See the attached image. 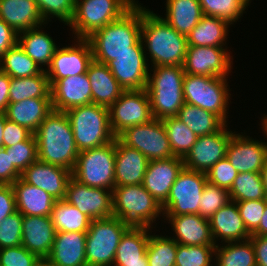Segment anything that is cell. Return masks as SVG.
<instances>
[{"label": "cell", "mask_w": 267, "mask_h": 266, "mask_svg": "<svg viewBox=\"0 0 267 266\" xmlns=\"http://www.w3.org/2000/svg\"><path fill=\"white\" fill-rule=\"evenodd\" d=\"M49 83L53 110L65 112L92 103L91 83L87 73L49 81Z\"/></svg>", "instance_id": "d6986e66"}, {"label": "cell", "mask_w": 267, "mask_h": 266, "mask_svg": "<svg viewBox=\"0 0 267 266\" xmlns=\"http://www.w3.org/2000/svg\"><path fill=\"white\" fill-rule=\"evenodd\" d=\"M197 136L218 132L226 123L215 113L184 103L177 116Z\"/></svg>", "instance_id": "d590c367"}, {"label": "cell", "mask_w": 267, "mask_h": 266, "mask_svg": "<svg viewBox=\"0 0 267 266\" xmlns=\"http://www.w3.org/2000/svg\"><path fill=\"white\" fill-rule=\"evenodd\" d=\"M206 173L183 168L162 204L164 216L198 214Z\"/></svg>", "instance_id": "7c38bea8"}, {"label": "cell", "mask_w": 267, "mask_h": 266, "mask_svg": "<svg viewBox=\"0 0 267 266\" xmlns=\"http://www.w3.org/2000/svg\"><path fill=\"white\" fill-rule=\"evenodd\" d=\"M154 12L142 6L141 41L146 56L148 54L149 66H183L187 36L177 32Z\"/></svg>", "instance_id": "7a4b0ae2"}, {"label": "cell", "mask_w": 267, "mask_h": 266, "mask_svg": "<svg viewBox=\"0 0 267 266\" xmlns=\"http://www.w3.org/2000/svg\"><path fill=\"white\" fill-rule=\"evenodd\" d=\"M225 77H209L185 73L183 97L185 103L195 105L218 115L228 122L231 93ZM228 110V111H227Z\"/></svg>", "instance_id": "ba28073f"}, {"label": "cell", "mask_w": 267, "mask_h": 266, "mask_svg": "<svg viewBox=\"0 0 267 266\" xmlns=\"http://www.w3.org/2000/svg\"><path fill=\"white\" fill-rule=\"evenodd\" d=\"M138 0H76L68 25L74 38L87 39L94 32L119 19Z\"/></svg>", "instance_id": "52a82bcc"}, {"label": "cell", "mask_w": 267, "mask_h": 266, "mask_svg": "<svg viewBox=\"0 0 267 266\" xmlns=\"http://www.w3.org/2000/svg\"><path fill=\"white\" fill-rule=\"evenodd\" d=\"M230 199L229 191L211 184L207 181L201 200L199 201V215L202 218L209 219L220 208L226 205Z\"/></svg>", "instance_id": "7dc6e473"}, {"label": "cell", "mask_w": 267, "mask_h": 266, "mask_svg": "<svg viewBox=\"0 0 267 266\" xmlns=\"http://www.w3.org/2000/svg\"><path fill=\"white\" fill-rule=\"evenodd\" d=\"M73 44L58 47L45 71L49 81L86 73L93 61L90 42L87 39L75 38Z\"/></svg>", "instance_id": "e0dca14e"}, {"label": "cell", "mask_w": 267, "mask_h": 266, "mask_svg": "<svg viewBox=\"0 0 267 266\" xmlns=\"http://www.w3.org/2000/svg\"><path fill=\"white\" fill-rule=\"evenodd\" d=\"M260 173H261V177H262L264 193H265V196L267 198V160H266L265 165L262 168Z\"/></svg>", "instance_id": "be15d7a7"}, {"label": "cell", "mask_w": 267, "mask_h": 266, "mask_svg": "<svg viewBox=\"0 0 267 266\" xmlns=\"http://www.w3.org/2000/svg\"><path fill=\"white\" fill-rule=\"evenodd\" d=\"M149 227L130 226L121 236L116 249L113 266H126V264L148 263L146 257L147 245L149 242Z\"/></svg>", "instance_id": "1f68e13d"}, {"label": "cell", "mask_w": 267, "mask_h": 266, "mask_svg": "<svg viewBox=\"0 0 267 266\" xmlns=\"http://www.w3.org/2000/svg\"><path fill=\"white\" fill-rule=\"evenodd\" d=\"M229 26L232 25L226 20L203 15L200 22L187 35V44L200 47H227Z\"/></svg>", "instance_id": "836d02e7"}, {"label": "cell", "mask_w": 267, "mask_h": 266, "mask_svg": "<svg viewBox=\"0 0 267 266\" xmlns=\"http://www.w3.org/2000/svg\"><path fill=\"white\" fill-rule=\"evenodd\" d=\"M208 221L216 245L219 242L222 244L226 242L244 241L251 237L234 201H229L214 213Z\"/></svg>", "instance_id": "d4e9b609"}, {"label": "cell", "mask_w": 267, "mask_h": 266, "mask_svg": "<svg viewBox=\"0 0 267 266\" xmlns=\"http://www.w3.org/2000/svg\"><path fill=\"white\" fill-rule=\"evenodd\" d=\"M246 134L245 130L239 133L234 131L227 147L226 158L238 173H260L267 160V145L264 140L259 141Z\"/></svg>", "instance_id": "ac0fdd59"}, {"label": "cell", "mask_w": 267, "mask_h": 266, "mask_svg": "<svg viewBox=\"0 0 267 266\" xmlns=\"http://www.w3.org/2000/svg\"><path fill=\"white\" fill-rule=\"evenodd\" d=\"M52 110L51 98H29L9 103L5 116L9 121L24 126L34 133Z\"/></svg>", "instance_id": "d6a6232c"}, {"label": "cell", "mask_w": 267, "mask_h": 266, "mask_svg": "<svg viewBox=\"0 0 267 266\" xmlns=\"http://www.w3.org/2000/svg\"><path fill=\"white\" fill-rule=\"evenodd\" d=\"M16 208L26 216H51L56 199L44 190L26 183L21 177L13 184Z\"/></svg>", "instance_id": "83f0119b"}, {"label": "cell", "mask_w": 267, "mask_h": 266, "mask_svg": "<svg viewBox=\"0 0 267 266\" xmlns=\"http://www.w3.org/2000/svg\"><path fill=\"white\" fill-rule=\"evenodd\" d=\"M115 186L142 184L149 164L140 151L123 144L115 138Z\"/></svg>", "instance_id": "484cf974"}, {"label": "cell", "mask_w": 267, "mask_h": 266, "mask_svg": "<svg viewBox=\"0 0 267 266\" xmlns=\"http://www.w3.org/2000/svg\"><path fill=\"white\" fill-rule=\"evenodd\" d=\"M72 171L39 160L28 166L21 178L28 184L36 186L56 200H64Z\"/></svg>", "instance_id": "44dd1931"}, {"label": "cell", "mask_w": 267, "mask_h": 266, "mask_svg": "<svg viewBox=\"0 0 267 266\" xmlns=\"http://www.w3.org/2000/svg\"><path fill=\"white\" fill-rule=\"evenodd\" d=\"M164 20L177 32L187 36L200 22L203 12L199 0H166Z\"/></svg>", "instance_id": "e575fe53"}, {"label": "cell", "mask_w": 267, "mask_h": 266, "mask_svg": "<svg viewBox=\"0 0 267 266\" xmlns=\"http://www.w3.org/2000/svg\"><path fill=\"white\" fill-rule=\"evenodd\" d=\"M36 3L45 23L54 18L67 26L71 23L76 0H36Z\"/></svg>", "instance_id": "bcb514c9"}, {"label": "cell", "mask_w": 267, "mask_h": 266, "mask_svg": "<svg viewBox=\"0 0 267 266\" xmlns=\"http://www.w3.org/2000/svg\"><path fill=\"white\" fill-rule=\"evenodd\" d=\"M263 213L258 228L251 235L267 236V204Z\"/></svg>", "instance_id": "94428289"}, {"label": "cell", "mask_w": 267, "mask_h": 266, "mask_svg": "<svg viewBox=\"0 0 267 266\" xmlns=\"http://www.w3.org/2000/svg\"><path fill=\"white\" fill-rule=\"evenodd\" d=\"M174 232L171 238L180 245H216L208 219L199 214L163 216ZM166 220V221H165Z\"/></svg>", "instance_id": "cb8c5ba5"}, {"label": "cell", "mask_w": 267, "mask_h": 266, "mask_svg": "<svg viewBox=\"0 0 267 266\" xmlns=\"http://www.w3.org/2000/svg\"><path fill=\"white\" fill-rule=\"evenodd\" d=\"M257 266H267V236L251 235Z\"/></svg>", "instance_id": "680465c9"}, {"label": "cell", "mask_w": 267, "mask_h": 266, "mask_svg": "<svg viewBox=\"0 0 267 266\" xmlns=\"http://www.w3.org/2000/svg\"><path fill=\"white\" fill-rule=\"evenodd\" d=\"M17 211L12 185H0V222Z\"/></svg>", "instance_id": "9f6ffc18"}, {"label": "cell", "mask_w": 267, "mask_h": 266, "mask_svg": "<svg viewBox=\"0 0 267 266\" xmlns=\"http://www.w3.org/2000/svg\"><path fill=\"white\" fill-rule=\"evenodd\" d=\"M51 86L46 72L24 78H12L9 87V103L29 98H51Z\"/></svg>", "instance_id": "74e56055"}, {"label": "cell", "mask_w": 267, "mask_h": 266, "mask_svg": "<svg viewBox=\"0 0 267 266\" xmlns=\"http://www.w3.org/2000/svg\"><path fill=\"white\" fill-rule=\"evenodd\" d=\"M0 19L17 33L45 24L36 0H0Z\"/></svg>", "instance_id": "4dcf8cb0"}, {"label": "cell", "mask_w": 267, "mask_h": 266, "mask_svg": "<svg viewBox=\"0 0 267 266\" xmlns=\"http://www.w3.org/2000/svg\"><path fill=\"white\" fill-rule=\"evenodd\" d=\"M86 237V232H56L46 259L52 266H87Z\"/></svg>", "instance_id": "4316f807"}, {"label": "cell", "mask_w": 267, "mask_h": 266, "mask_svg": "<svg viewBox=\"0 0 267 266\" xmlns=\"http://www.w3.org/2000/svg\"><path fill=\"white\" fill-rule=\"evenodd\" d=\"M56 232H87L91 219L65 200H56L52 214Z\"/></svg>", "instance_id": "f35d334b"}, {"label": "cell", "mask_w": 267, "mask_h": 266, "mask_svg": "<svg viewBox=\"0 0 267 266\" xmlns=\"http://www.w3.org/2000/svg\"><path fill=\"white\" fill-rule=\"evenodd\" d=\"M6 116L5 113H0V149L3 148V132L5 126Z\"/></svg>", "instance_id": "6125c7cd"}, {"label": "cell", "mask_w": 267, "mask_h": 266, "mask_svg": "<svg viewBox=\"0 0 267 266\" xmlns=\"http://www.w3.org/2000/svg\"><path fill=\"white\" fill-rule=\"evenodd\" d=\"M34 266H52L47 259H39Z\"/></svg>", "instance_id": "03108f58"}, {"label": "cell", "mask_w": 267, "mask_h": 266, "mask_svg": "<svg viewBox=\"0 0 267 266\" xmlns=\"http://www.w3.org/2000/svg\"><path fill=\"white\" fill-rule=\"evenodd\" d=\"M31 134L32 132L26 127L6 119L3 132V148L25 141Z\"/></svg>", "instance_id": "db71d44e"}, {"label": "cell", "mask_w": 267, "mask_h": 266, "mask_svg": "<svg viewBox=\"0 0 267 266\" xmlns=\"http://www.w3.org/2000/svg\"><path fill=\"white\" fill-rule=\"evenodd\" d=\"M214 259V266H257L250 239L216 245Z\"/></svg>", "instance_id": "8d00e7d4"}, {"label": "cell", "mask_w": 267, "mask_h": 266, "mask_svg": "<svg viewBox=\"0 0 267 266\" xmlns=\"http://www.w3.org/2000/svg\"><path fill=\"white\" fill-rule=\"evenodd\" d=\"M183 168V158L177 156L149 161L142 185L162 205Z\"/></svg>", "instance_id": "ffe728a7"}, {"label": "cell", "mask_w": 267, "mask_h": 266, "mask_svg": "<svg viewBox=\"0 0 267 266\" xmlns=\"http://www.w3.org/2000/svg\"><path fill=\"white\" fill-rule=\"evenodd\" d=\"M47 25L48 23H45L44 25L18 33L17 42L24 52L36 62L42 71L47 70L57 48L59 47L51 35L42 30L45 29L44 27Z\"/></svg>", "instance_id": "f546056e"}, {"label": "cell", "mask_w": 267, "mask_h": 266, "mask_svg": "<svg viewBox=\"0 0 267 266\" xmlns=\"http://www.w3.org/2000/svg\"><path fill=\"white\" fill-rule=\"evenodd\" d=\"M126 266H148V263H134V264H126Z\"/></svg>", "instance_id": "003e7915"}, {"label": "cell", "mask_w": 267, "mask_h": 266, "mask_svg": "<svg viewBox=\"0 0 267 266\" xmlns=\"http://www.w3.org/2000/svg\"><path fill=\"white\" fill-rule=\"evenodd\" d=\"M151 234L146 251L148 266H175L178 243L166 234Z\"/></svg>", "instance_id": "7bdbcfd3"}, {"label": "cell", "mask_w": 267, "mask_h": 266, "mask_svg": "<svg viewBox=\"0 0 267 266\" xmlns=\"http://www.w3.org/2000/svg\"><path fill=\"white\" fill-rule=\"evenodd\" d=\"M124 91L147 87L150 71L145 53H123L107 64Z\"/></svg>", "instance_id": "7402d4cb"}, {"label": "cell", "mask_w": 267, "mask_h": 266, "mask_svg": "<svg viewBox=\"0 0 267 266\" xmlns=\"http://www.w3.org/2000/svg\"><path fill=\"white\" fill-rule=\"evenodd\" d=\"M86 73L91 83L92 103L109 108L124 92L107 64L93 60Z\"/></svg>", "instance_id": "f1b7e54d"}, {"label": "cell", "mask_w": 267, "mask_h": 266, "mask_svg": "<svg viewBox=\"0 0 267 266\" xmlns=\"http://www.w3.org/2000/svg\"><path fill=\"white\" fill-rule=\"evenodd\" d=\"M231 201L267 200L262 182L261 173H238L229 190Z\"/></svg>", "instance_id": "60d3db41"}, {"label": "cell", "mask_w": 267, "mask_h": 266, "mask_svg": "<svg viewBox=\"0 0 267 266\" xmlns=\"http://www.w3.org/2000/svg\"><path fill=\"white\" fill-rule=\"evenodd\" d=\"M184 75L183 66L150 67L145 89L149 96L153 118L162 120L177 116L185 103L183 97Z\"/></svg>", "instance_id": "277c9868"}, {"label": "cell", "mask_w": 267, "mask_h": 266, "mask_svg": "<svg viewBox=\"0 0 267 266\" xmlns=\"http://www.w3.org/2000/svg\"><path fill=\"white\" fill-rule=\"evenodd\" d=\"M110 127L117 137L126 128L153 119L146 89L124 91L109 107Z\"/></svg>", "instance_id": "4fadbf2b"}, {"label": "cell", "mask_w": 267, "mask_h": 266, "mask_svg": "<svg viewBox=\"0 0 267 266\" xmlns=\"http://www.w3.org/2000/svg\"><path fill=\"white\" fill-rule=\"evenodd\" d=\"M79 152L113 142L116 136L110 127L109 108L95 103L65 111Z\"/></svg>", "instance_id": "8992f818"}, {"label": "cell", "mask_w": 267, "mask_h": 266, "mask_svg": "<svg viewBox=\"0 0 267 266\" xmlns=\"http://www.w3.org/2000/svg\"><path fill=\"white\" fill-rule=\"evenodd\" d=\"M138 2L119 19L87 38L92 48L93 60L108 64L123 53H145L141 41L143 3Z\"/></svg>", "instance_id": "6da1fadb"}, {"label": "cell", "mask_w": 267, "mask_h": 266, "mask_svg": "<svg viewBox=\"0 0 267 266\" xmlns=\"http://www.w3.org/2000/svg\"><path fill=\"white\" fill-rule=\"evenodd\" d=\"M115 139L105 145L79 152L72 177L93 188L115 187Z\"/></svg>", "instance_id": "9c48e42d"}, {"label": "cell", "mask_w": 267, "mask_h": 266, "mask_svg": "<svg viewBox=\"0 0 267 266\" xmlns=\"http://www.w3.org/2000/svg\"><path fill=\"white\" fill-rule=\"evenodd\" d=\"M174 156L184 158L198 139L176 116L162 119Z\"/></svg>", "instance_id": "b9f144b4"}, {"label": "cell", "mask_w": 267, "mask_h": 266, "mask_svg": "<svg viewBox=\"0 0 267 266\" xmlns=\"http://www.w3.org/2000/svg\"><path fill=\"white\" fill-rule=\"evenodd\" d=\"M129 227L114 216L91 220L86 232L87 266H113L121 236Z\"/></svg>", "instance_id": "30bf717a"}, {"label": "cell", "mask_w": 267, "mask_h": 266, "mask_svg": "<svg viewBox=\"0 0 267 266\" xmlns=\"http://www.w3.org/2000/svg\"><path fill=\"white\" fill-rule=\"evenodd\" d=\"M64 200L78 208L91 220L113 216V192L105 188H93L71 177Z\"/></svg>", "instance_id": "9a60e30c"}, {"label": "cell", "mask_w": 267, "mask_h": 266, "mask_svg": "<svg viewBox=\"0 0 267 266\" xmlns=\"http://www.w3.org/2000/svg\"><path fill=\"white\" fill-rule=\"evenodd\" d=\"M117 138L140 151L149 161L174 157L162 120L153 118L145 124L128 127Z\"/></svg>", "instance_id": "8fae6325"}, {"label": "cell", "mask_w": 267, "mask_h": 266, "mask_svg": "<svg viewBox=\"0 0 267 266\" xmlns=\"http://www.w3.org/2000/svg\"><path fill=\"white\" fill-rule=\"evenodd\" d=\"M0 69L12 78L31 77L42 72L18 43L3 54L0 59Z\"/></svg>", "instance_id": "ab89813d"}, {"label": "cell", "mask_w": 267, "mask_h": 266, "mask_svg": "<svg viewBox=\"0 0 267 266\" xmlns=\"http://www.w3.org/2000/svg\"><path fill=\"white\" fill-rule=\"evenodd\" d=\"M23 215L16 211L0 222V249L22 244Z\"/></svg>", "instance_id": "681fc988"}, {"label": "cell", "mask_w": 267, "mask_h": 266, "mask_svg": "<svg viewBox=\"0 0 267 266\" xmlns=\"http://www.w3.org/2000/svg\"><path fill=\"white\" fill-rule=\"evenodd\" d=\"M216 245H177L175 266H214Z\"/></svg>", "instance_id": "f6af8a7d"}, {"label": "cell", "mask_w": 267, "mask_h": 266, "mask_svg": "<svg viewBox=\"0 0 267 266\" xmlns=\"http://www.w3.org/2000/svg\"><path fill=\"white\" fill-rule=\"evenodd\" d=\"M21 172L11 163L10 153L0 149V185H12L21 177Z\"/></svg>", "instance_id": "11a10c76"}, {"label": "cell", "mask_w": 267, "mask_h": 266, "mask_svg": "<svg viewBox=\"0 0 267 266\" xmlns=\"http://www.w3.org/2000/svg\"><path fill=\"white\" fill-rule=\"evenodd\" d=\"M238 172L225 157L214 164L206 173L207 181L211 184L217 185L220 188L230 190L234 179Z\"/></svg>", "instance_id": "816d5d0a"}, {"label": "cell", "mask_w": 267, "mask_h": 266, "mask_svg": "<svg viewBox=\"0 0 267 266\" xmlns=\"http://www.w3.org/2000/svg\"><path fill=\"white\" fill-rule=\"evenodd\" d=\"M55 234L51 216L23 215L21 245L40 259H46L50 255Z\"/></svg>", "instance_id": "603a6c76"}, {"label": "cell", "mask_w": 267, "mask_h": 266, "mask_svg": "<svg viewBox=\"0 0 267 266\" xmlns=\"http://www.w3.org/2000/svg\"><path fill=\"white\" fill-rule=\"evenodd\" d=\"M33 134L39 161L73 171L79 150L64 111L52 110Z\"/></svg>", "instance_id": "3957f363"}, {"label": "cell", "mask_w": 267, "mask_h": 266, "mask_svg": "<svg viewBox=\"0 0 267 266\" xmlns=\"http://www.w3.org/2000/svg\"><path fill=\"white\" fill-rule=\"evenodd\" d=\"M228 47L187 46L183 70L187 74L229 78L233 56Z\"/></svg>", "instance_id": "5bb4252c"}, {"label": "cell", "mask_w": 267, "mask_h": 266, "mask_svg": "<svg viewBox=\"0 0 267 266\" xmlns=\"http://www.w3.org/2000/svg\"><path fill=\"white\" fill-rule=\"evenodd\" d=\"M11 77L0 69V113H5L9 104V87Z\"/></svg>", "instance_id": "91938a15"}, {"label": "cell", "mask_w": 267, "mask_h": 266, "mask_svg": "<svg viewBox=\"0 0 267 266\" xmlns=\"http://www.w3.org/2000/svg\"><path fill=\"white\" fill-rule=\"evenodd\" d=\"M252 0H199L203 15L226 20L232 26L239 22ZM247 8V9H246Z\"/></svg>", "instance_id": "ee69618b"}, {"label": "cell", "mask_w": 267, "mask_h": 266, "mask_svg": "<svg viewBox=\"0 0 267 266\" xmlns=\"http://www.w3.org/2000/svg\"><path fill=\"white\" fill-rule=\"evenodd\" d=\"M4 149L10 153L11 163L21 173L38 160L37 141L33 133L25 141Z\"/></svg>", "instance_id": "c3c4849f"}, {"label": "cell", "mask_w": 267, "mask_h": 266, "mask_svg": "<svg viewBox=\"0 0 267 266\" xmlns=\"http://www.w3.org/2000/svg\"><path fill=\"white\" fill-rule=\"evenodd\" d=\"M39 259L22 245L0 249V266H34Z\"/></svg>", "instance_id": "f5cc1de1"}, {"label": "cell", "mask_w": 267, "mask_h": 266, "mask_svg": "<svg viewBox=\"0 0 267 266\" xmlns=\"http://www.w3.org/2000/svg\"><path fill=\"white\" fill-rule=\"evenodd\" d=\"M236 204L247 231L252 234L260 224L267 200H247Z\"/></svg>", "instance_id": "f907efd6"}, {"label": "cell", "mask_w": 267, "mask_h": 266, "mask_svg": "<svg viewBox=\"0 0 267 266\" xmlns=\"http://www.w3.org/2000/svg\"><path fill=\"white\" fill-rule=\"evenodd\" d=\"M18 42V33L4 20L0 19V59L3 54Z\"/></svg>", "instance_id": "6f0895ef"}, {"label": "cell", "mask_w": 267, "mask_h": 266, "mask_svg": "<svg viewBox=\"0 0 267 266\" xmlns=\"http://www.w3.org/2000/svg\"><path fill=\"white\" fill-rule=\"evenodd\" d=\"M261 124H259V126L261 125V129H262V133H264L263 135L265 136V138H267V115L266 113L263 114L261 117ZM267 140V139H265ZM265 144L267 145V141L265 142Z\"/></svg>", "instance_id": "e7e4bbea"}, {"label": "cell", "mask_w": 267, "mask_h": 266, "mask_svg": "<svg viewBox=\"0 0 267 266\" xmlns=\"http://www.w3.org/2000/svg\"><path fill=\"white\" fill-rule=\"evenodd\" d=\"M112 192L113 216L129 226L153 229L159 217L164 219L162 205L142 184L115 186Z\"/></svg>", "instance_id": "5b68a950"}, {"label": "cell", "mask_w": 267, "mask_h": 266, "mask_svg": "<svg viewBox=\"0 0 267 266\" xmlns=\"http://www.w3.org/2000/svg\"><path fill=\"white\" fill-rule=\"evenodd\" d=\"M228 124L230 123L225 124L216 133L198 136L191 150L183 158L184 167L207 173L214 164L225 158L228 144L234 133L228 128Z\"/></svg>", "instance_id": "2e32d148"}]
</instances>
